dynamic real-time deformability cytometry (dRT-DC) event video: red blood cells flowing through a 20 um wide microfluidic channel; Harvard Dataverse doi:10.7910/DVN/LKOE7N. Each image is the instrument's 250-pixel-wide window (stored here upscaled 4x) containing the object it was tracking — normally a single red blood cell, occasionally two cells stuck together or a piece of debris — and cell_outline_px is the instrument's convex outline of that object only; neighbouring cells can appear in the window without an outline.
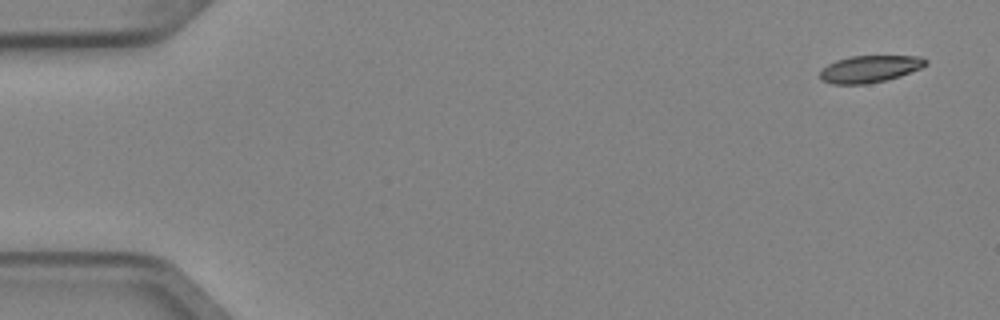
{"species": "Egyptian fruit bat (a non-hibernating species)", "species_latin": "Rousettus aegyptiacus", "temperature_condition": "cold", "stored_images_in_passage": 8, "camera_frame_rate_fps": 3000, "um_per_image_px": 0.085, "animal": {"sex": "female"}, "frame": {"image": 1, "passage_image": 1, "time_ms": 0.0, "image_size_px": [1000, 320], "cell_outline_px": [[928, 64], [920, 68], [900, 76], [884, 80], [864, 84], [832, 84], [820, 80], [820, 72], [828, 64], [836, 60], [852, 56], [920, 56], [928, 60]], "centroid_in_image_um": [73.93, 5.85], "position_along_channel_um": 11.1, "area_um2": 16.53}}
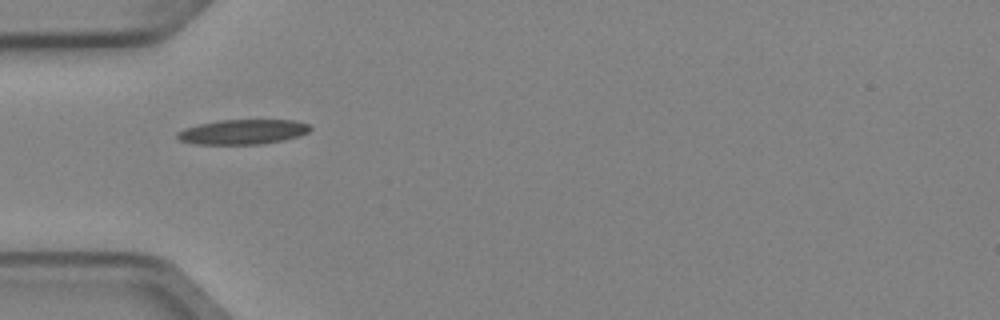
{"frame": {"image": 2, "passage_image": 5, "time_ms": 1.333, "image_size_px": [1000, 320], "cell_outline_px": [[312, 128], [308, 132], [300, 136], [284, 140], [260, 144], [192, 144], [180, 140], [176, 136], [176, 132], [184, 128], [200, 124], [220, 120], [296, 120], [308, 124]], "centroid_in_image_um": [20.64, 11.21], "position_along_channel_um": 64.4, "area_um2": 19.31}}
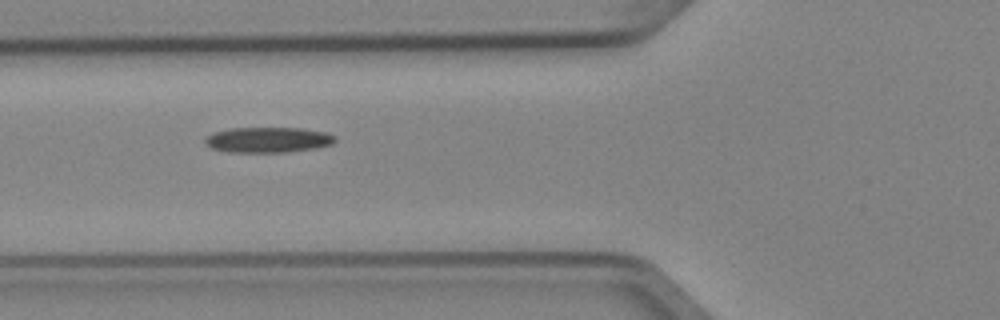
{"frame": {"image": 3, "passage_image": 6, "time_ms": 1.667, "image_size_px": [1000, 320], "cell_outline_px": [[336, 140], [332, 144], [316, 148], [288, 152], [228, 152], [212, 148], [204, 144], [204, 140], [212, 132], [228, 128], [300, 128], [324, 132], [336, 136]], "centroid_in_image_um": [22.76, 11.88], "position_along_channel_um": 103.0, "area_um2": 19.36}}